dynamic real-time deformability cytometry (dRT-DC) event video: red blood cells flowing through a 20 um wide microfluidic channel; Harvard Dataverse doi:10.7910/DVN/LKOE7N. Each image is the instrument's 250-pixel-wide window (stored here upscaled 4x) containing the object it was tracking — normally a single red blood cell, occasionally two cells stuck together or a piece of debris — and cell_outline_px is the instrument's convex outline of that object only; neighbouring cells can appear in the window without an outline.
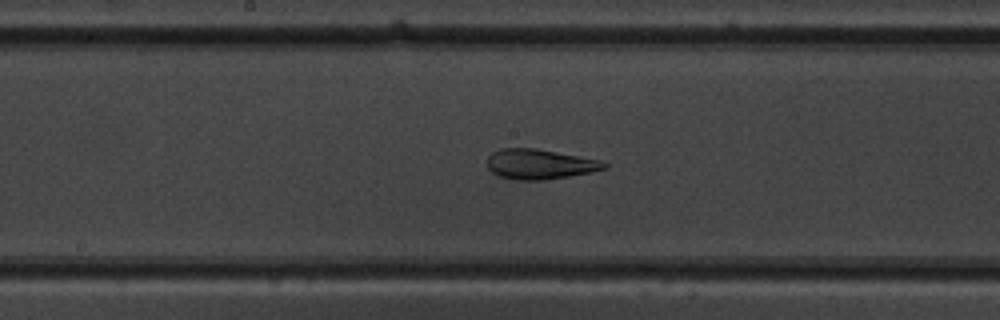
{"species": "common noctule bat (a hibernating species)", "species_latin": "Nyctalus noctula", "temperature_condition": "warm", "stored_images_in_passage": 53, "camera_frame_rate_fps": 3000, "um_per_image_px": 0.085, "animal": {"sex": "male", "body_mass_g": 19.5, "forearm_length_mm": 54.6}, "frame": {"image": 1, "passage_image": 28, "time_ms": 9.0, "image_size_px": [1000, 320], "cell_outline_px": [[608, 168], [592, 172], [544, 180], [516, 180], [496, 176], [488, 168], [488, 156], [492, 152], [500, 148], [536, 148], [600, 160], [608, 164]], "centroid_in_image_um": [45.86, 13.96], "position_along_channel_um": 202.3, "area_um2": 20.58}}
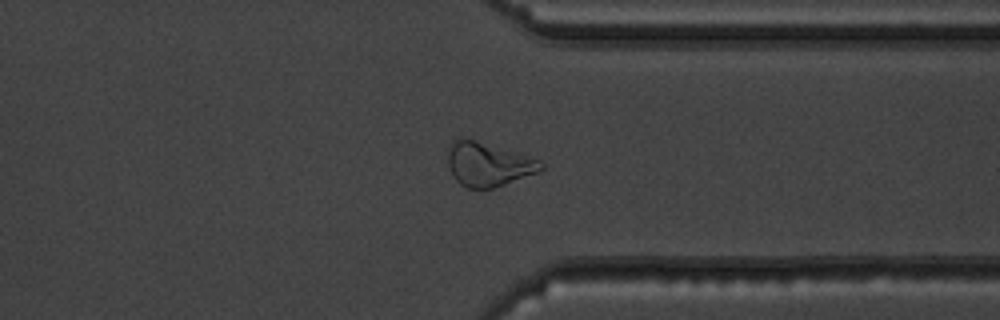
{"frame": {"image": 2, "passage_image": 41, "time_ms": 13.333, "image_size_px": [1000, 320], "cell_outline_px": [[544, 168], [540, 172], [492, 188], [468, 188], [460, 184], [452, 176], [448, 168], [448, 152], [452, 140], [456, 136], [460, 136], [540, 160], [544, 164]], "centroid_in_image_um": [41.45, 13.97], "position_along_channel_um": 369.9, "area_um2": 23.7}}
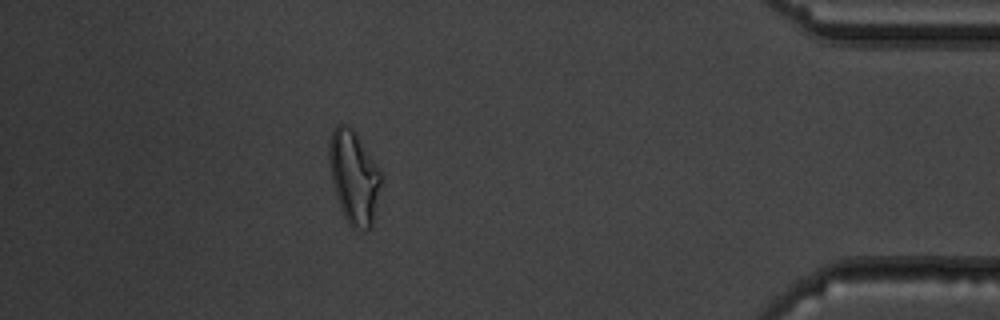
{"frame": {"image": 3, "passage_image": 47, "time_ms": 15.333, "image_size_px": [1000, 320], "cell_outline_px": [[380, 184], [372, 228], [364, 232], [352, 228], [348, 224], [340, 208], [336, 196], [332, 180], [328, 160], [328, 144], [332, 128], [336, 124], [344, 124], [352, 128], [380, 168]], "centroid_in_image_um": [30.06, 15.06], "position_along_channel_um": 405.1, "area_um2": 28.38}, "authors_computed_cell_mechanics": {"area_um2": 25.6632, "velocity_mm_per_s": 3.8929, "shape_relaxation_time_tau1_ms": 8.5441, "shape_relaxation_time_tau2_ms": 1.3871, "deformation_change_tau1": 0.2257, "deformation_change_tau2": 0.0752}}